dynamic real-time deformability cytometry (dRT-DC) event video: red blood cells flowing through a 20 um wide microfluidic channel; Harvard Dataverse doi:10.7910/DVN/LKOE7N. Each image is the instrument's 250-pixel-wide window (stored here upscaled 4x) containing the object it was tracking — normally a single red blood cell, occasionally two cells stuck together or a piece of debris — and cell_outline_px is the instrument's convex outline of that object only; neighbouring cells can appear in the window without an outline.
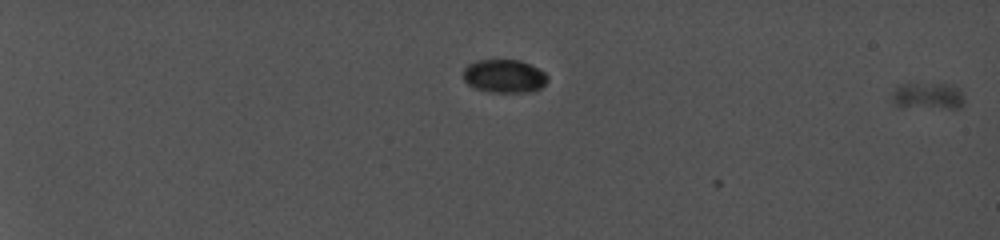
{"species": "common noctule bat (a hibernating species)", "species_latin": "Nyctalus noctula", "temperature_condition": "cold", "stored_images_in_passage": 4, "camera_frame_rate_fps": 5000, "um_per_image_px": 0.085, "animal": {"sex": "female", "body_mass_g": 19.0, "forearm_length_mm": 56.7}, "frame": {"image": 1, "passage_image": 1, "time_ms": 0.0, "image_size_px": [1000, 240], "cell_outline_px": [[964, 104], [960, 108], [900, 108], [892, 104], [892, 92], [896, 84], [952, 84], [960, 88], [964, 100]], "centroid_in_image_um": [78.83, 8.18], "position_along_channel_um": 6.2, "area_um2": 11.79}}